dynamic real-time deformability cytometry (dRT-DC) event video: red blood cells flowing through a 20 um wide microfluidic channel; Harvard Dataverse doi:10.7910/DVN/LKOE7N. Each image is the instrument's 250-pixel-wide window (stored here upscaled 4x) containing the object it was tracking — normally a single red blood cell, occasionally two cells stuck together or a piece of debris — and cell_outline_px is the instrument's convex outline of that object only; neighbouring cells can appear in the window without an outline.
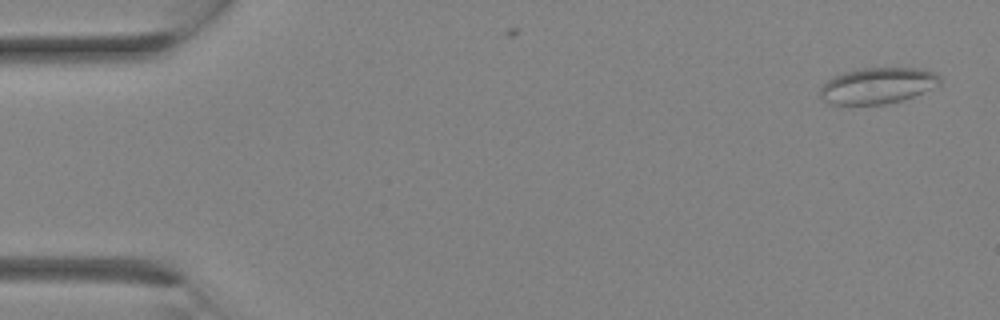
{"species": "Egyptian fruit bat (a non-hibernating species)", "species_latin": "Rousettus aegyptiacus", "temperature_condition": "room temperature", "stored_images_in_passage": 4, "camera_frame_rate_fps": 3000, "um_per_image_px": 0.085, "animal": {"sex": "female"}, "frame": {"image": 1, "passage_image": 1, "time_ms": 0.0, "image_size_px": [1000, 320], "cell_outline_px": [[940, 84], [932, 88], [912, 96], [900, 100], [884, 104], [828, 104], [820, 100], [820, 88], [832, 76], [844, 72], [860, 68], [924, 68], [936, 72], [940, 76]], "centroid_in_image_um": [74.57, 7.27], "position_along_channel_um": 10.4, "area_um2": 25.26}}